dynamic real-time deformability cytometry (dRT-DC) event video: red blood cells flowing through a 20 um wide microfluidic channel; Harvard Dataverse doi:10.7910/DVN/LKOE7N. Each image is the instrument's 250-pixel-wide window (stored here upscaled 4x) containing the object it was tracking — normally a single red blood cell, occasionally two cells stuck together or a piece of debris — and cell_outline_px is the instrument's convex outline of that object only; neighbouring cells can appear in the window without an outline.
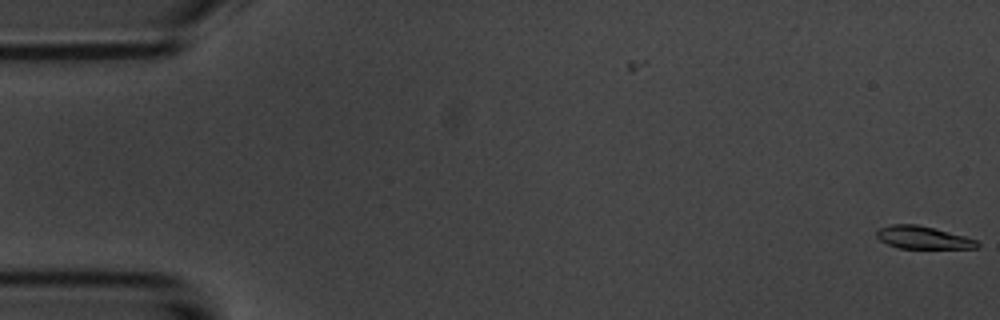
{"species": "common noctule bat (a hibernating species)", "species_latin": "Nyctalus noctula", "temperature_condition": "room temperature", "stored_images_in_passage": 2, "camera_frame_rate_fps": 3000, "um_per_image_px": 0.085, "animal": {"sex": "male", "body_mass_g": 20.1, "forearm_length_mm": 53.5}, "frame": {"image": 1, "passage_image": 2, "time_ms": 1.0, "image_size_px": [1000, 320], "cell_outline_px": [[980, 244], [976, 248], [900, 248], [888, 244], [880, 240], [876, 236], [876, 232], [880, 228], [892, 224], [916, 224], [964, 236], [976, 240]], "centroid_in_image_um": [78.43, 20.19], "position_along_channel_um": 6.6, "area_um2": 13.01}}